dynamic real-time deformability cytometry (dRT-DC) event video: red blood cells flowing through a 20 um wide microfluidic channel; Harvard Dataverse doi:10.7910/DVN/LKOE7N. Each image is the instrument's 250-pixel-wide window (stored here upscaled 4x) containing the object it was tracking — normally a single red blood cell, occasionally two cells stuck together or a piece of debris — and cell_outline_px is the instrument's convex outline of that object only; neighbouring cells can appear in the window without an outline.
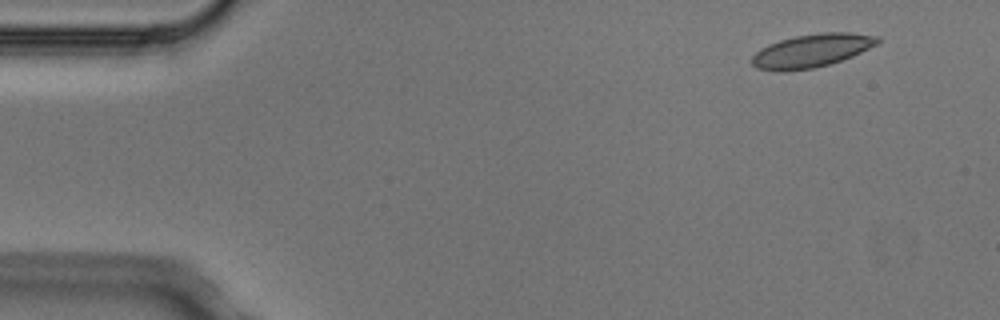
{"species": "Egyptian fruit bat (a non-hibernating species)", "species_latin": "Rousettus aegyptiacus", "temperature_condition": "cold", "stored_images_in_passage": 4, "camera_frame_rate_fps": 3000, "um_per_image_px": 0.085, "animal": {"sex": "male"}, "frame": {"image": 1, "passage_image": 1, "time_ms": 0.0, "image_size_px": [1000, 320], "cell_outline_px": [[880, 40], [876, 44], [852, 56], [828, 64], [812, 68], [784, 72], [780, 72], [756, 68], [752, 64], [752, 56], [760, 48], [768, 44], [780, 40], [796, 36], [820, 32], [852, 32], [880, 36]], "centroid_in_image_um": [68.97, 4.3], "position_along_channel_um": 16.0, "area_um2": 24.33}}
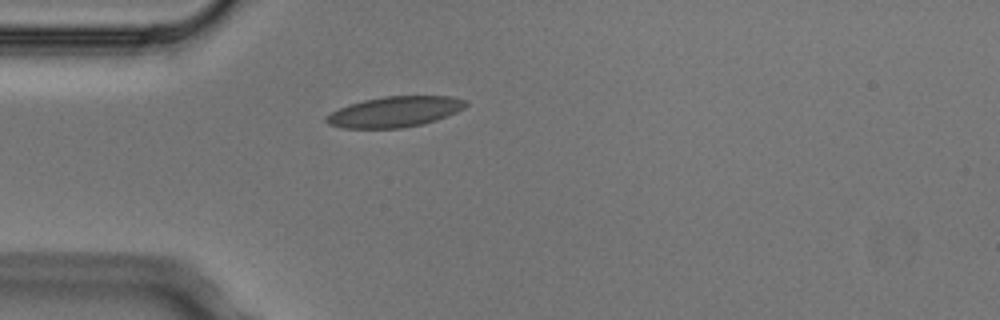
{"frame": {"image": 2, "passage_image": 4, "time_ms": 1.0, "image_size_px": [1000, 320], "cell_outline_px": [[468, 104], [464, 108], [456, 112], [436, 120], [420, 124], [400, 128], [340, 128], [328, 124], [324, 120], [324, 116], [348, 104], [364, 100], [384, 96], [452, 96], [468, 100]], "centroid_in_image_um": [33.54, 9.49], "position_along_channel_um": 51.5, "area_um2": 24.91}}